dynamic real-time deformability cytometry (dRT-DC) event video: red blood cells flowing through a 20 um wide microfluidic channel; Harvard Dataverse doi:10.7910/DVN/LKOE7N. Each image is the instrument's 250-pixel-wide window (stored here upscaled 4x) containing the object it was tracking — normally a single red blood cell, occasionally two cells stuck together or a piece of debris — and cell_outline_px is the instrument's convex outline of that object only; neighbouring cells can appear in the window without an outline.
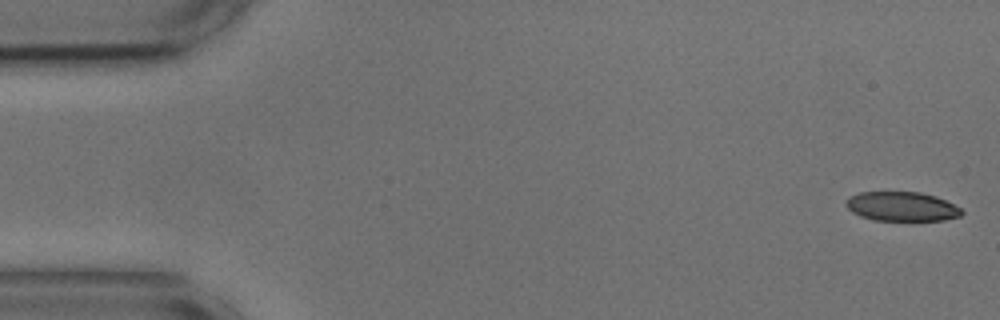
{"species": "common noctule bat (a hibernating species)", "species_latin": "Nyctalus noctula", "temperature_condition": "cold", "stored_images_in_passage": 53, "camera_frame_rate_fps": 3000, "um_per_image_px": 0.085, "animal": {"sex": "male", "body_mass_g": 17.9, "forearm_length_mm": 54.2}, "frame": {"image": 1, "passage_image": 1, "time_ms": 0.0, "image_size_px": [1000, 320], "cell_outline_px": [[964, 212], [960, 216], [944, 220], [872, 220], [860, 216], [852, 212], [844, 204], [852, 196], [860, 192], [920, 192], [936, 196], [960, 208]], "centroid_in_image_um": [76.65, 17.55], "position_along_channel_um": 8.4, "area_um2": 19.59}}
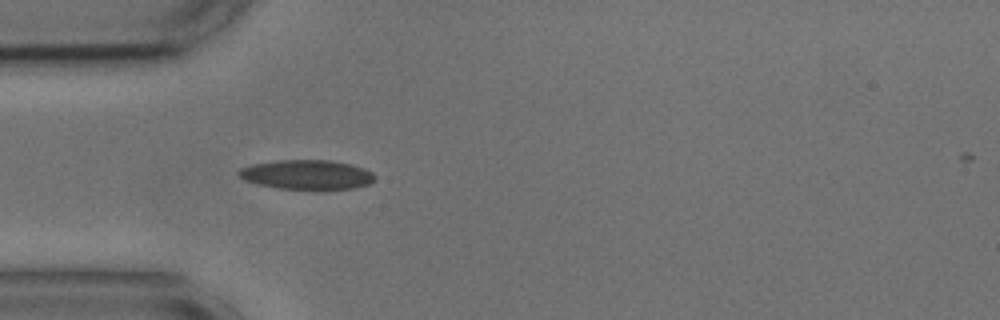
{"frame": {"image": 2, "passage_image": 15, "time_ms": 4.667, "image_size_px": [1000, 320], "cell_outline_px": [[376, 180], [368, 184], [352, 188], [276, 188], [244, 180], [236, 172], [240, 168], [252, 164], [280, 160], [328, 160], [348, 164], [364, 168], [372, 172], [376, 176]], "centroid_in_image_um": [26.08, 14.83], "position_along_channel_um": 58.9, "area_um2": 22.95}}
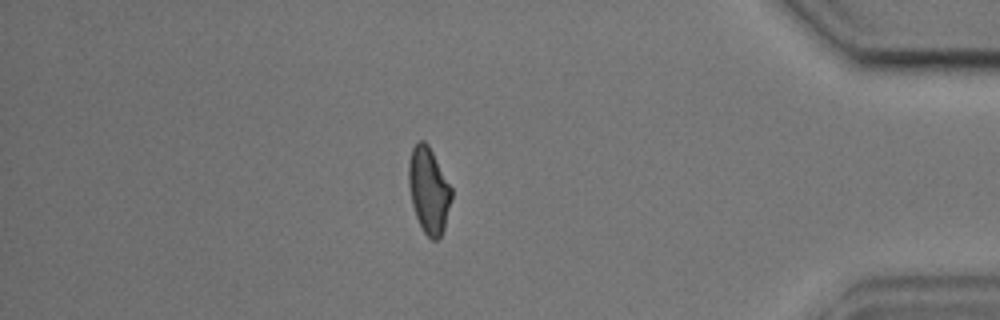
{"frame": {"image": 3, "passage_image": 46, "time_ms": 15.0, "image_size_px": [1000, 320], "cell_outline_px": [[452, 196], [444, 228], [440, 236], [436, 240], [432, 240], [424, 232], [416, 216], [412, 204], [408, 184], [408, 164], [412, 148], [420, 140], [424, 140], [428, 144], [452, 188]], "centroid_in_image_um": [36.43, 16.16], "position_along_channel_um": 398.8, "area_um2": 21.27}, "authors_computed_cell_mechanics": {"area_um2": 21.9062, "velocity_mm_per_s": 3.6734, "shape_relaxation_time_tau1_ms": 5.506, "shape_relaxation_time_tau2_ms": 2.0052, "deformation_change_tau1": 0.1312, "deformation_change_tau2": 0.0917}}